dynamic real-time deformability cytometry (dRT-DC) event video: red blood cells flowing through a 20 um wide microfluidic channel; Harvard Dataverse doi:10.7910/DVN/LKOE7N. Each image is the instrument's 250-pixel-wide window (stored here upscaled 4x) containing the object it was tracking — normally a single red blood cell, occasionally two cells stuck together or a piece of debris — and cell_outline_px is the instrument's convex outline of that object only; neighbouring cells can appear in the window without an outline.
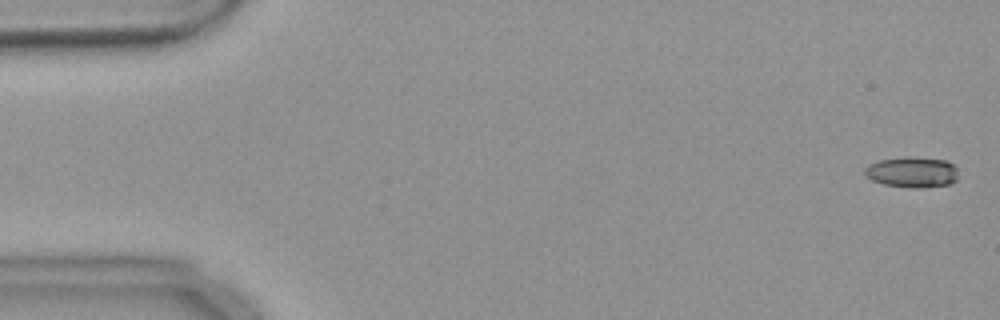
{"species": "common noctule bat (a hibernating species)", "species_latin": "Nyctalus noctula", "temperature_condition": "warm", "stored_images_in_passage": 56, "camera_frame_rate_fps": 3000, "um_per_image_px": 0.085, "animal": {"sex": "female", "body_mass_g": 18.4}, "frame": {"image": 1, "passage_image": 2, "time_ms": 0.333, "image_size_px": [1000, 320], "cell_outline_px": [[956, 180], [952, 184], [924, 188], [912, 188], [884, 184], [872, 180], [864, 176], [864, 168], [868, 164], [880, 160], [908, 156], [912, 156], [948, 160], [956, 168]], "centroid_in_image_um": [77.52, 14.63], "position_along_channel_um": 7.5, "area_um2": 16.99}}
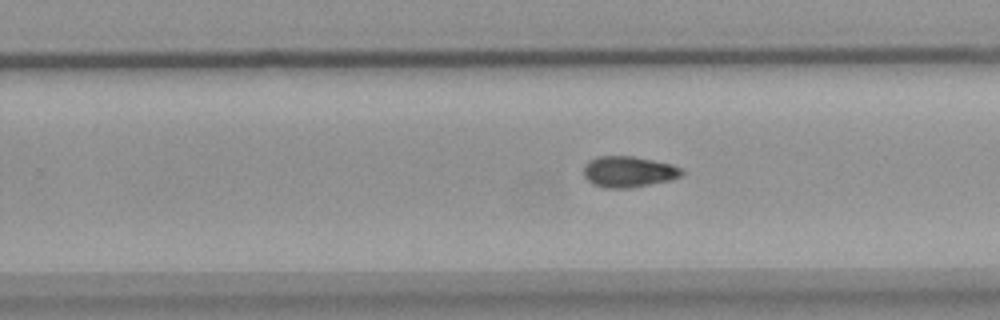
{"frame": {"image": 2, "passage_image": 35, "time_ms": 11.333, "image_size_px": [1000, 320], "cell_outline_px": [[684, 172], [680, 176], [672, 180], [632, 188], [608, 188], [592, 184], [584, 176], [584, 164], [588, 160], [596, 156], [632, 156], [672, 164], [680, 168]], "centroid_in_image_um": [53.41, 14.6], "position_along_channel_um": 276.4, "area_um2": 17.86}}
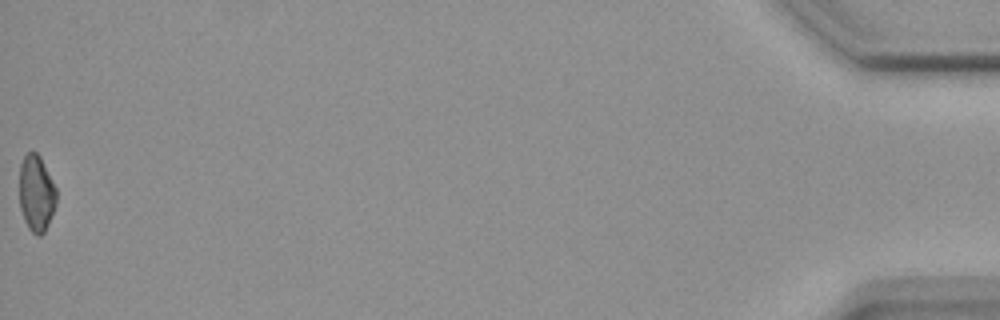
{"frame": {"image": 3, "passage_image": 56, "time_ms": 18.333, "image_size_px": [1000, 320], "cell_outline_px": [[56, 204], [48, 224], [44, 232], [40, 236], [36, 236], [28, 228], [24, 220], [20, 208], [20, 164], [24, 156], [28, 152], [36, 152], [40, 156], [56, 188]], "centroid_in_image_um": [3.08, 16.45], "position_along_channel_um": 432.1, "area_um2": 16.42}, "authors_computed_cell_mechanics": {"area_um2": 17.1088, "velocity_mm_per_s": 3.689, "shape_relaxation_time_tau1_ms": null, "shape_relaxation_time_tau2_ms": 7.3283, "deformation_change_tau1": null, "deformation_change_tau2": 0.132}}